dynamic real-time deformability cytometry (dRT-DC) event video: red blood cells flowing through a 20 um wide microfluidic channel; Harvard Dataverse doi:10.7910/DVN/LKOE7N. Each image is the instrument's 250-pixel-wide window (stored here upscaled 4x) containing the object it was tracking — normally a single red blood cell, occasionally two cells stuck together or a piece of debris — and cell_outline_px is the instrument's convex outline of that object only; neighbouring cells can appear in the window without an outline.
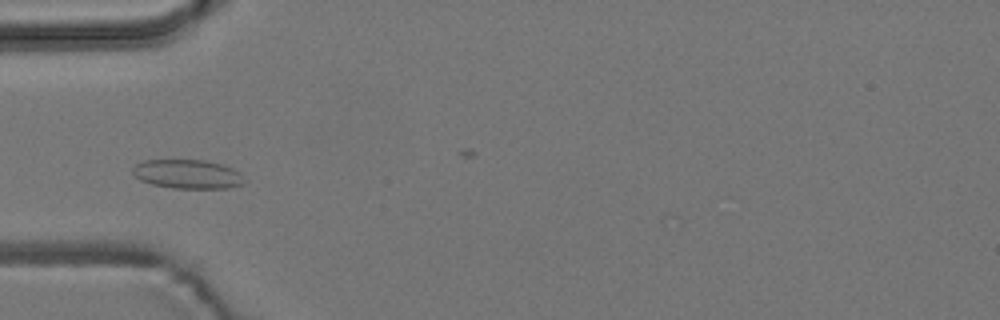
{"species": "common noctule bat (a hibernating species)", "species_latin": "Nyctalus noctula", "temperature_condition": "room temperature", "stored_images_in_passage": 35, "camera_frame_rate_fps": 3000, "um_per_image_px": 0.085, "animal": {"sex": "male", "body_mass_g": 19.2, "forearm_length_mm": 51.8}, "frame": {"image": 1, "passage_image": 1, "time_ms": 0.0, "image_size_px": [1000, 320], "cell_outline_px": [[244, 184], [228, 188], [172, 188], [152, 184], [140, 180], [132, 172], [132, 168], [136, 164], [144, 160], [204, 160], [220, 164], [232, 168], [240, 172]], "centroid_in_image_um": [15.93, 14.8], "position_along_channel_um": 69.1, "area_um2": 18.79}}
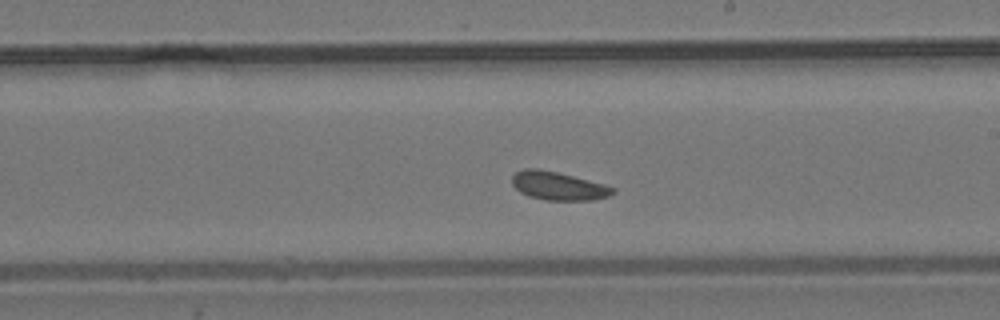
{"frame": {"image": 2, "passage_image": 15, "time_ms": 4.667, "image_size_px": [1000, 320], "cell_outline_px": [[616, 192], [608, 196], [592, 200], [548, 200], [528, 196], [520, 192], [512, 184], [512, 176], [516, 172], [524, 168], [540, 168], [560, 172], [604, 184], [616, 188]], "centroid_in_image_um": [47.46, 15.79], "position_along_channel_um": 241.5, "area_um2": 16.82}}
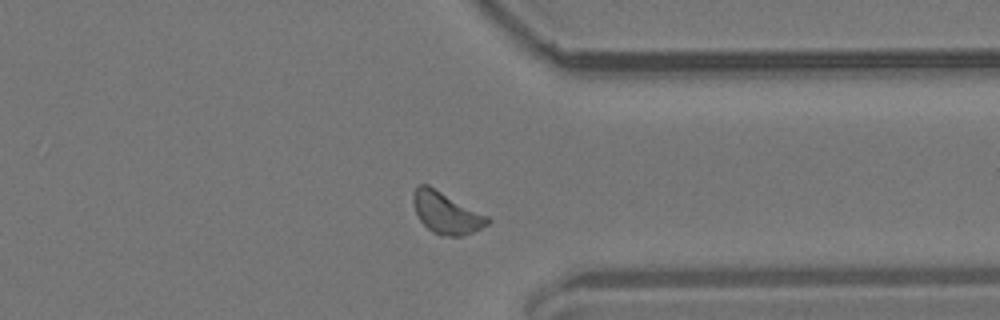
{"frame": {"image": 3, "passage_image": 26, "time_ms": 8.333, "image_size_px": [1000, 320], "cell_outline_px": [[492, 220], [488, 224], [472, 232], [460, 236], [448, 236], [432, 232], [420, 220], [416, 212], [412, 200], [412, 192], [420, 184], [428, 184], [488, 216]], "centroid_in_image_um": [37.92, 18.07], "position_along_channel_um": 373.5, "area_um2": 17.86}}